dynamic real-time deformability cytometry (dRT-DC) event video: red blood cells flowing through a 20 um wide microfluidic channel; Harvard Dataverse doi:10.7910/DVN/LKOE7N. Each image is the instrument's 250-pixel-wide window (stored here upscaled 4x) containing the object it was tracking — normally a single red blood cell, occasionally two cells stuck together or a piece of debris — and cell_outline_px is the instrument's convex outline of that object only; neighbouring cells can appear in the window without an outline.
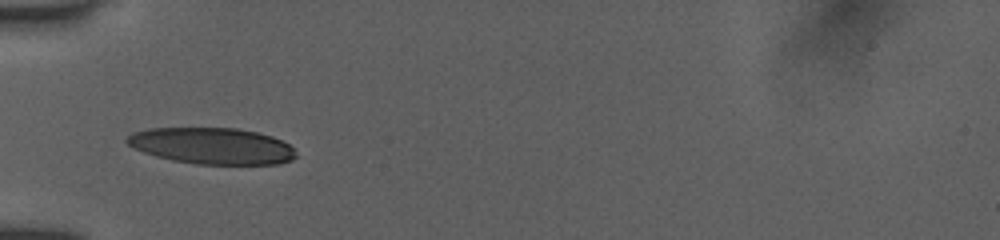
{"species": "human", "species_latin": "Homo sapiens", "temperature_condition": "room temperature", "stored_images_in_passage": 33, "camera_frame_rate_fps": 3000, "um_per_image_px": 0.085, "donor": {"sex": "female"}, "frame": {"image": 1, "passage_image": 1, "time_ms": 0.0, "image_size_px": [1000, 240], "cell_outline_px": [[296, 156], [292, 160], [280, 164], [200, 164], [172, 160], [156, 156], [144, 152], [128, 144], [124, 140], [132, 132], [148, 128], [236, 128], [256, 132], [272, 136], [288, 144], [292, 148]], "centroid_in_image_um": [18.01, 12.4], "position_along_channel_um": 67.0, "area_um2": 35.66}}
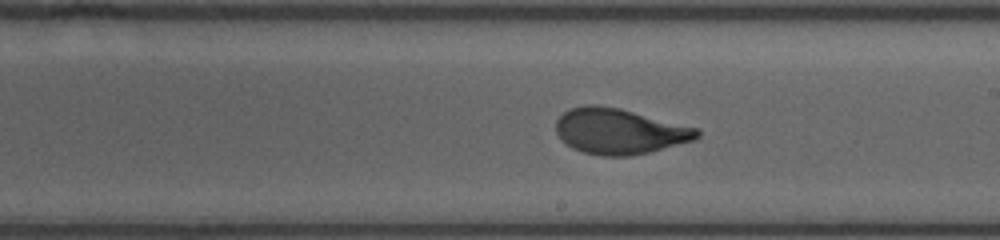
{"frame": {"image": 2, "passage_image": 19, "time_ms": 4.333, "image_size_px": [1000, 240], "cell_outline_px": [[700, 136], [692, 140], [648, 152], [628, 156], [600, 156], [584, 152], [572, 148], [556, 132], [556, 120], [564, 112], [572, 108], [584, 104], [596, 104], [620, 108], [700, 128]], "centroid_in_image_um": [52.65, 11.14], "position_along_channel_um": 236.3, "area_um2": 37.34}}
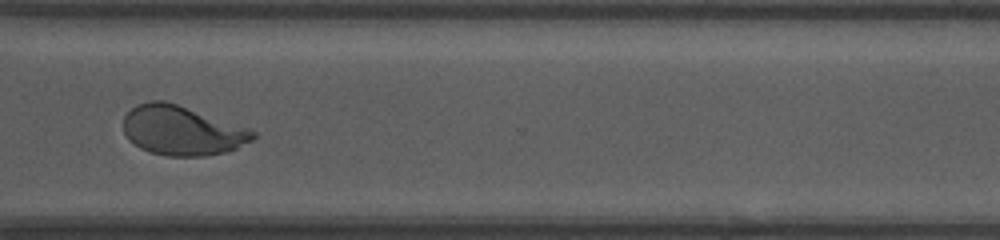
{"frame": {"image": 3, "passage_image": 32, "time_ms": 7.333, "image_size_px": [1000, 240], "cell_outline_px": [[256, 136], [252, 140], [236, 148], [224, 152], [204, 156], [168, 156], [152, 152], [140, 148], [128, 140], [124, 132], [124, 116], [136, 104], [148, 100], [164, 100], [248, 128], [256, 132]], "centroid_in_image_um": [15.43, 11.09], "position_along_channel_um": 355.2, "area_um2": 37.05}}